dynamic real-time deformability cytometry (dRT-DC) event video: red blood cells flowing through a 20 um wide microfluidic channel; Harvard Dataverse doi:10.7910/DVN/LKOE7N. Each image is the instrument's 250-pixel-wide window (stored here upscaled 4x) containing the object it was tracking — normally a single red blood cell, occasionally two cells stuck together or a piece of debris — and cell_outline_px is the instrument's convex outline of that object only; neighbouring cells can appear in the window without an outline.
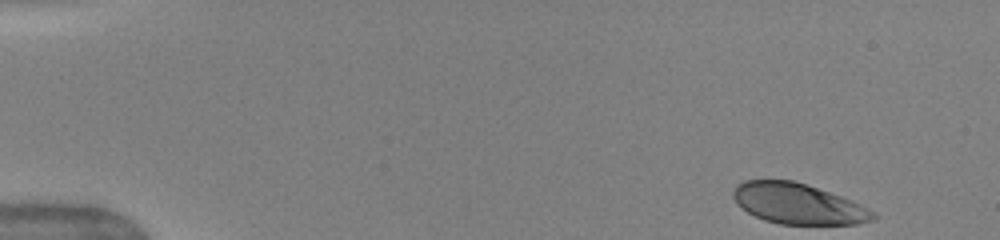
{"species": "human", "species_latin": "Homo sapiens", "temperature_condition": "warm", "stored_images_in_passage": 41, "camera_frame_rate_fps": 3000, "um_per_image_px": 0.085, "donor": {"sex": "female"}, "frame": {"image": 1, "passage_image": 1, "time_ms": 0.0, "image_size_px": [1000, 240], "cell_outline_px": [[876, 216], [872, 220], [856, 224], [780, 224], [764, 220], [748, 212], [736, 204], [732, 196], [732, 192], [736, 184], [744, 180], [792, 180], [852, 200], [876, 212]], "centroid_in_image_um": [67.8, 17.32], "position_along_channel_um": 17.2, "area_um2": 32.95}}
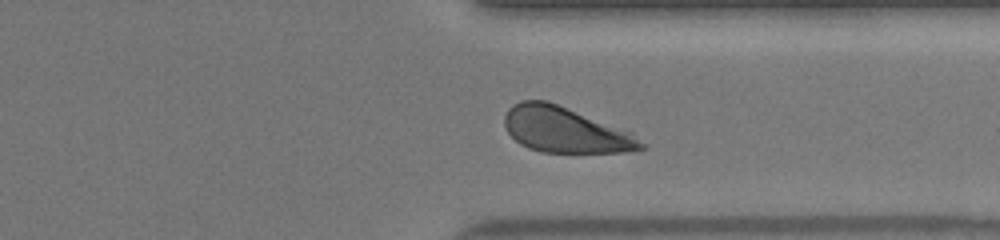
{"frame": {"image": 2, "passage_image": 36, "time_ms": 11.667, "image_size_px": [1000, 240], "cell_outline_px": [[648, 148], [620, 152], [540, 152], [528, 148], [520, 144], [508, 132], [504, 124], [504, 116], [508, 108], [512, 104], [520, 100], [548, 100], [632, 132]], "centroid_in_image_um": [48.02, 11.03], "position_along_channel_um": 363.4, "area_um2": 36.3}}
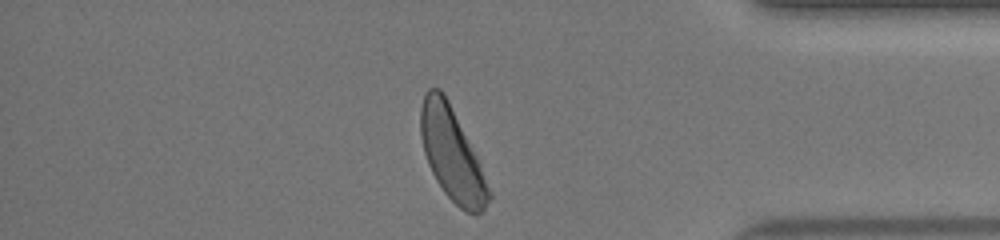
{"frame": {"image": 3, "passage_image": 40, "time_ms": 13.0, "image_size_px": [1000, 240], "cell_outline_px": [[492, 200], [480, 212], [464, 212], [444, 192], [436, 180], [428, 164], [424, 152], [420, 136], [420, 108], [424, 96], [428, 88], [440, 88], [444, 92], [476, 156], [492, 192]], "centroid_in_image_um": [38.4, 13.11], "position_along_channel_um": 396.8, "area_um2": 36.36}, "authors_computed_cell_mechanics": {"area_um2": 36.4718, "velocity_mm_per_s": 4.0462, "shape_relaxation_time_tau1_ms": 2.3604, "shape_relaxation_time_tau2_ms": null, "deformation_change_tau1": 0.1535, "deformation_change_tau2": null}}